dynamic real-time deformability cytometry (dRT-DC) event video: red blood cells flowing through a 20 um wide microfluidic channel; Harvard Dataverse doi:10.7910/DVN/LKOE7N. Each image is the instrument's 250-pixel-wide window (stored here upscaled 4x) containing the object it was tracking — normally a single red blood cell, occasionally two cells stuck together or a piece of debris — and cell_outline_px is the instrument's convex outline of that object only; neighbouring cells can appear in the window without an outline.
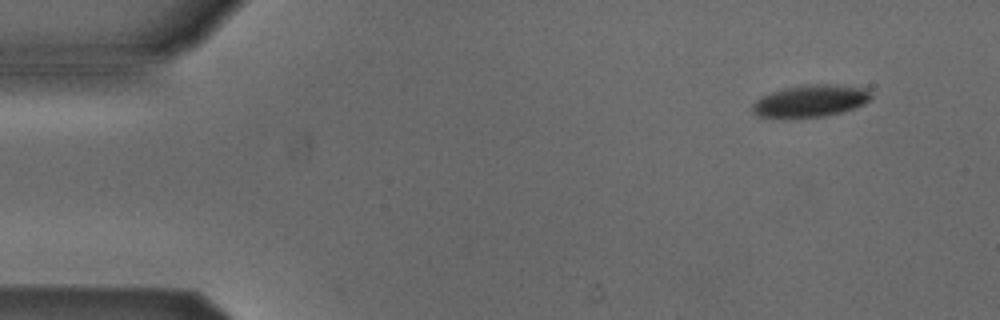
{"species": "Egyptian fruit bat (a non-hibernating species)", "species_latin": "Rousettus aegyptiacus", "temperature_condition": "cold", "stored_images_in_passage": 5, "segment_of_instrument_passage": [1, 2], "camera_frame_rate_fps": 3000, "um_per_image_px": 0.085, "animal": {"sex": "male"}, "frame": {"image": 1, "passage_image": 1, "time_ms": 0.0, "image_size_px": [1000, 320], "cell_outline_px": [[872, 96], [864, 104], [856, 108], [824, 116], [756, 116], [752, 112], [752, 104], [760, 96], [784, 88], [800, 84], [840, 84], [868, 88]], "centroid_in_image_um": [68.93, 8.53], "position_along_channel_um": 16.1, "area_um2": 22.08}}
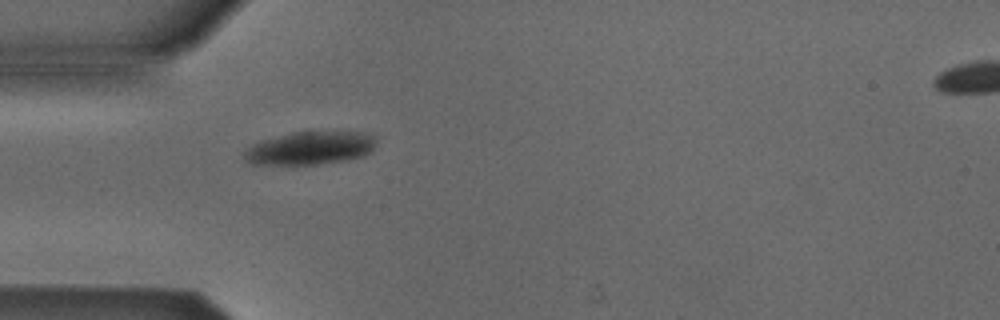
{"frame": {"image": 2, "passage_image": 4, "time_ms": 3.667, "image_size_px": [1000, 320], "cell_outline_px": [[376, 140], [372, 148], [364, 156], [344, 160], [316, 164], [252, 164], [244, 156], [244, 152], [252, 144], [260, 140], [292, 132], [360, 132], [372, 136]], "centroid_in_image_um": [26.32, 12.58], "position_along_channel_um": 58.7, "area_um2": 24.97}}